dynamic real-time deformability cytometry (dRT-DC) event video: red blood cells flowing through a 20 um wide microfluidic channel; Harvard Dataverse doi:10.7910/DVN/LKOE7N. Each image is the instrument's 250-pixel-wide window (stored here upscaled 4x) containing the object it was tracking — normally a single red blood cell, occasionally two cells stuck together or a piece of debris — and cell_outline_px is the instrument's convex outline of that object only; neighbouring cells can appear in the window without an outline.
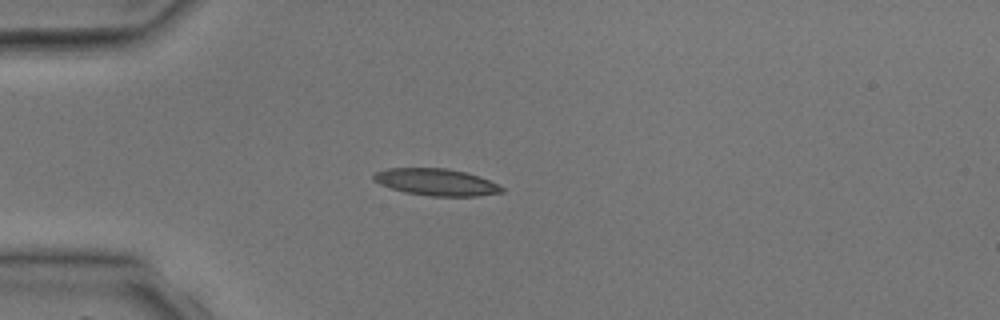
{"species": "common noctule bat (a hibernating species)", "species_latin": "Nyctalus noctula", "temperature_condition": "room temperature", "stored_images_in_passage": 2, "camera_frame_rate_fps": 3000, "um_per_image_px": 0.085, "animal": {"sex": "male", "body_mass_g": 17.9, "forearm_length_mm": 54.2}, "frame": {"image": 1, "passage_image": 2, "time_ms": 2.0, "image_size_px": [1000, 320], "cell_outline_px": [[504, 192], [476, 196], [428, 196], [404, 192], [380, 184], [372, 180], [372, 172], [388, 168], [444, 168], [468, 172], [480, 176], [504, 188]], "centroid_in_image_um": [37.04, 15.47], "position_along_channel_um": 48.0, "area_um2": 20.23}}